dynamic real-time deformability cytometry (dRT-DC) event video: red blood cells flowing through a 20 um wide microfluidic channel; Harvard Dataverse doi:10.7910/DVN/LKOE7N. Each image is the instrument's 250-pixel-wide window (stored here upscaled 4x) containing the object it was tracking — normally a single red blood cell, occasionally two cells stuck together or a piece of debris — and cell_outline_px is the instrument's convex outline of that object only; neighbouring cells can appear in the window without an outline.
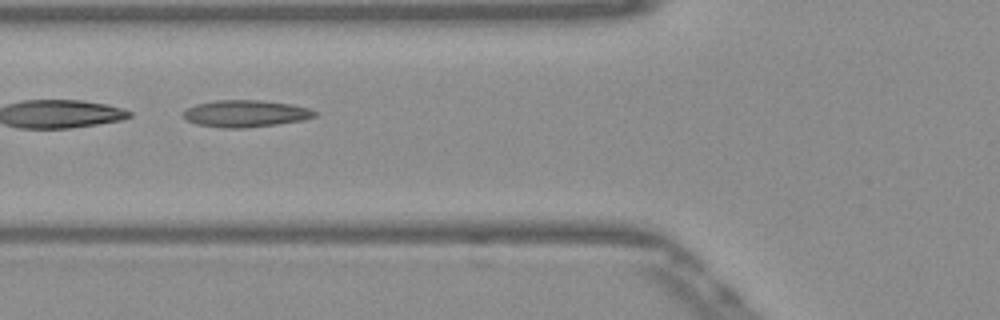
{"species": "Egyptian fruit bat (a non-hibernating species)", "species_latin": "Rousettus aegyptiacus", "temperature_condition": "warm", "stored_images_in_passage": 37, "camera_frame_rate_fps": 3000, "um_per_image_px": 0.085, "frame": {"image": 1, "passage_image": 6, "time_ms": 1.667, "image_size_px": [1000, 320], "cell_outline_px": [[316, 116], [304, 120], [248, 128], [224, 128], [196, 124], [188, 120], [184, 116], [184, 108], [196, 104], [216, 100], [260, 100], [292, 104], [308, 108], [316, 112]], "centroid_in_image_um": [20.87, 9.65], "position_along_channel_um": 104.9, "area_um2": 20.63}}
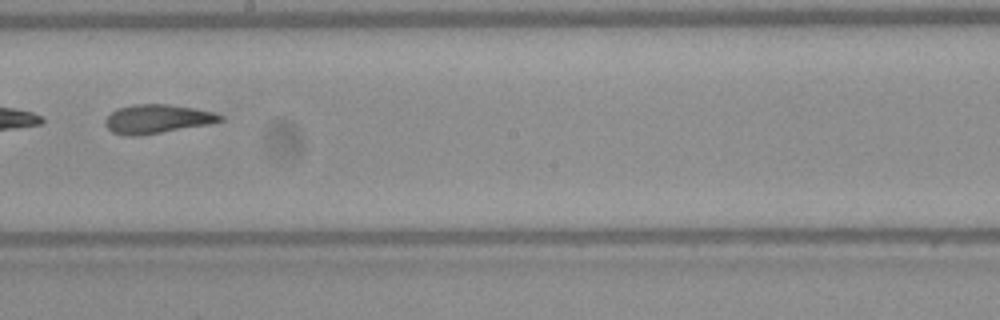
{"frame": {"image": 2, "passage_image": 16, "time_ms": 5.0, "image_size_px": [1000, 320], "cell_outline_px": [[224, 120], [212, 124], [140, 136], [128, 136], [112, 132], [104, 124], [104, 120], [116, 108], [132, 104], [168, 104], [196, 108], [216, 112], [224, 116]], "centroid_in_image_um": [13.4, 10.11], "position_along_channel_um": 234.8, "area_um2": 19.77}}
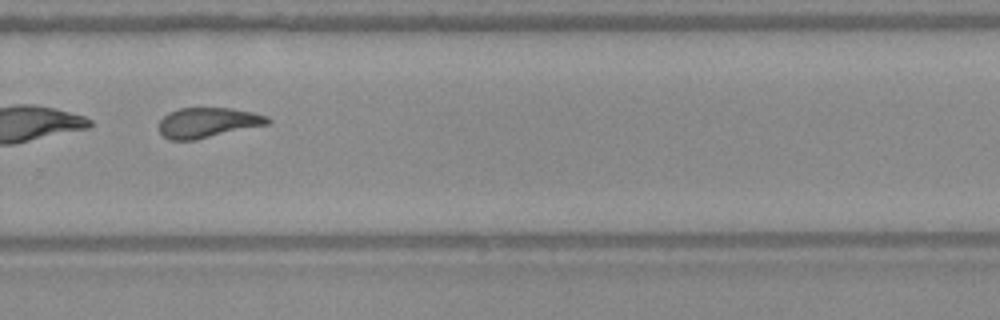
{"frame": {"image": 3, "passage_image": 22, "time_ms": 7.0, "image_size_px": [1000, 320], "cell_outline_px": [[272, 120], [268, 124], [196, 140], [172, 140], [164, 136], [156, 128], [160, 120], [168, 112], [180, 108], [228, 108], [252, 112], [268, 116]], "centroid_in_image_um": [17.63, 10.42], "position_along_channel_um": 312.2, "area_um2": 19.13}, "authors_computed_cell_mechanics": {"area_um2": 20.23, "velocity_mm_per_s": 3.8834, "shape_relaxation_time_tau1_ms": null, "shape_relaxation_time_tau2_ms": 2.6076, "deformation_change_tau1": null, "deformation_change_tau2": 0.1103}}